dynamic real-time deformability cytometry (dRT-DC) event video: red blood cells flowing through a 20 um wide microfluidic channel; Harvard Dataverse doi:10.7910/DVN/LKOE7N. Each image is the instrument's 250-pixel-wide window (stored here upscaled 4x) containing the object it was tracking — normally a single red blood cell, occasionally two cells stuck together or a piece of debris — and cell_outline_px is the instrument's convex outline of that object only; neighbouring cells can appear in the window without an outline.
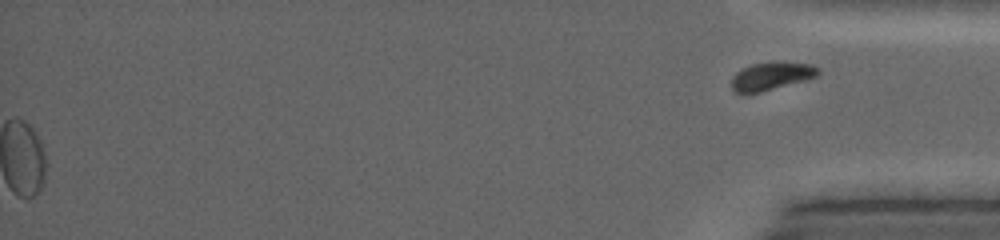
{"species": "common noctule bat (a hibernating species)", "species_latin": "Nyctalus noctula", "temperature_condition": "warm", "stored_images_in_passage": 63, "segment_of_instrument_passage": [2, 2], "camera_frame_rate_fps": 5000, "um_per_image_px": 0.085, "animal": {"sex": "female", "body_mass_g": 19.0, "forearm_length_mm": 53.3}, "frame": {"image": 1, "passage_image": 63, "time_ms": 12.6, "image_size_px": [1000, 240], "cell_outline_px": [[820, 72], [816, 76], [760, 92], [736, 92], [732, 88], [732, 76], [736, 72], [752, 64], [772, 60], [784, 60], [812, 64], [820, 68]], "centroid_in_image_um": [65.6, 6.4], "position_along_channel_um": 369.6, "area_um2": 14.16}}